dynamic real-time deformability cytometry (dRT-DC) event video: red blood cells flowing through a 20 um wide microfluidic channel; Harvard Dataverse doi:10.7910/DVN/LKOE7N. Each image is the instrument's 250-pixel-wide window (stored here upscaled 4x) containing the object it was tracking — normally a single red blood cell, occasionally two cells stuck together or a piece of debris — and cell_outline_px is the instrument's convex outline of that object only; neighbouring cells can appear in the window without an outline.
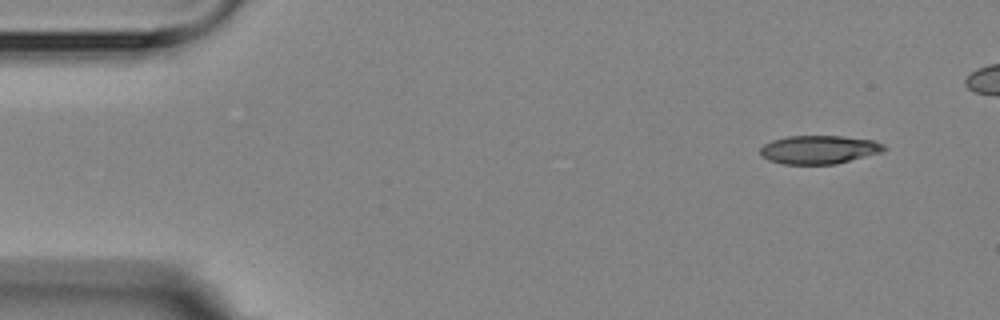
{"species": "Egyptian fruit bat (a non-hibernating species)", "species_latin": "Rousettus aegyptiacus", "temperature_condition": "room temperature", "stored_images_in_passage": 5, "camera_frame_rate_fps": 3000, "um_per_image_px": 0.085, "animal": {"sex": "female"}, "frame": {"image": 1, "passage_image": 1, "time_ms": 0.0, "image_size_px": [1000, 320], "cell_outline_px": [[888, 148], [884, 152], [836, 164], [784, 164], [768, 160], [760, 156], [760, 148], [764, 144], [772, 140], [788, 136], [844, 136], [872, 140], [884, 144]], "centroid_in_image_um": [69.64, 12.72], "position_along_channel_um": 15.4, "area_um2": 20.75}}